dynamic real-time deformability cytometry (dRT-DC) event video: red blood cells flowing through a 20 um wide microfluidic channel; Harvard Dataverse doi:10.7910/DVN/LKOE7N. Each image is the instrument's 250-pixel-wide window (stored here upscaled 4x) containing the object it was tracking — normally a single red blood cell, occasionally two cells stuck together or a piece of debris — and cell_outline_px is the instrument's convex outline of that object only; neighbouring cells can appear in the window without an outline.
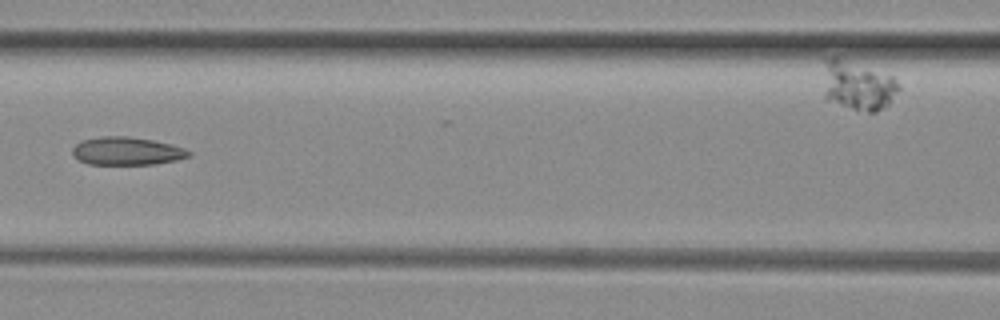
{"species": "common noctule bat (a hibernating species)", "species_latin": "Nyctalus noctula", "temperature_condition": "room temperature", "stored_images_in_passage": 6, "camera_frame_rate_fps": 3000, "um_per_image_px": 0.085, "animal": {"sex": "female", "body_mass_g": 29.2, "forearm_length_mm": 56.3}, "frame": {"image": 1, "passage_image": 5, "time_ms": 1.333, "image_size_px": [1000, 320], "cell_outline_px": [[192, 156], [176, 160], [156, 164], [88, 164], [76, 160], [72, 152], [72, 148], [76, 144], [84, 140], [104, 136], [128, 136], [152, 140], [184, 148], [192, 152]], "centroid_in_image_um": [10.78, 12.85], "position_along_channel_um": 155.8, "area_um2": 18.96}}
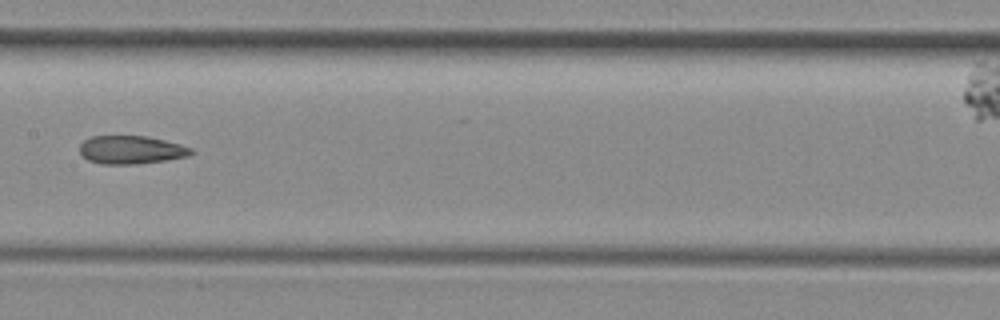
{"frame": {"image": 2, "passage_image": 6, "time_ms": 1.667, "image_size_px": [1000, 320], "cell_outline_px": [[196, 152], [188, 156], [164, 160], [136, 164], [100, 164], [88, 160], [80, 152], [80, 144], [84, 140], [92, 136], [148, 136], [180, 144], [192, 148]], "centroid_in_image_um": [11.16, 12.73], "position_along_channel_um": 196.2, "area_um2": 18.32}}